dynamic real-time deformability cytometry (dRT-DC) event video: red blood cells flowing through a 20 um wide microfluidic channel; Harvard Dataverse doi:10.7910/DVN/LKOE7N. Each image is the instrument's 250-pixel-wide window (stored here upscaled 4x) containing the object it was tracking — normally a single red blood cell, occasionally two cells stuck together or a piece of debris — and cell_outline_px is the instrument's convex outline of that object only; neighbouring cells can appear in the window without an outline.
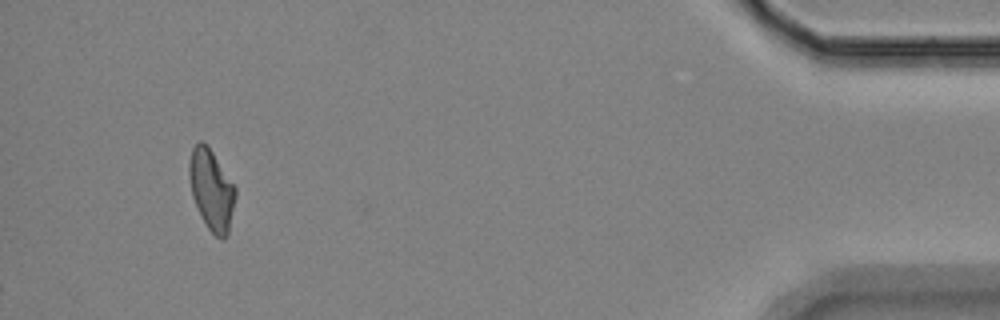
{"species": "Egyptian fruit bat (a non-hibernating species)", "species_latin": "Rousettus aegyptiacus", "temperature_condition": "room temperature", "stored_images_in_passage": 51, "segment_of_instrument_passage": [2, 2], "camera_frame_rate_fps": 3000, "um_per_image_px": 0.085, "animal": {"sex": "female"}, "frame": {"image": 1, "passage_image": 51, "time_ms": 16.667, "image_size_px": [1000, 320], "cell_outline_px": [[236, 196], [228, 236], [224, 240], [220, 240], [208, 228], [200, 216], [192, 196], [188, 172], [188, 164], [192, 148], [200, 140], [212, 152], [236, 188]], "centroid_in_image_um": [17.97, 16.19], "position_along_channel_um": 417.2, "area_um2": 21.68}}